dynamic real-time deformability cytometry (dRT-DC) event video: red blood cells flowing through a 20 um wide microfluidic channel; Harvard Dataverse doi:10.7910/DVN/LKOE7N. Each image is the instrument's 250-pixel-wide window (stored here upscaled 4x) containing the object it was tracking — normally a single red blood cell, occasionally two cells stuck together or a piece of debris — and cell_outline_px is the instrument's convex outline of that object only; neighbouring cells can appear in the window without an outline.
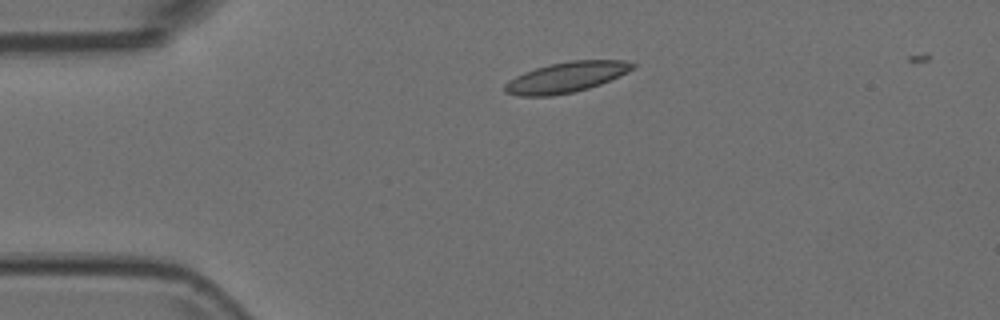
{"species": "Egyptian fruit bat (a non-hibernating species)", "species_latin": "Rousettus aegyptiacus", "temperature_condition": "room temperature", "stored_images_in_passage": 41, "camera_frame_rate_fps": 3000, "um_per_image_px": 0.085, "animal": {"sex": "female"}, "frame": {"image": 1, "passage_image": 2, "time_ms": 0.333, "image_size_px": [1000, 320], "cell_outline_px": [[636, 68], [620, 76], [600, 84], [588, 88], [572, 92], [552, 96], [520, 96], [504, 92], [504, 84], [508, 80], [524, 72], [548, 64], [572, 60], [624, 60], [636, 64]], "centroid_in_image_um": [48.14, 6.56], "position_along_channel_um": 36.9, "area_um2": 22.77}}
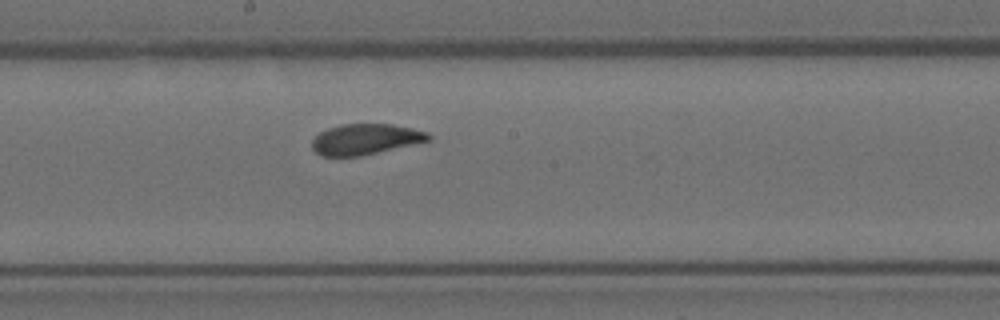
{"frame": {"image": 2, "passage_image": 19, "time_ms": 6.0, "image_size_px": [1000, 320], "cell_outline_px": [[432, 140], [360, 156], [324, 156], [316, 152], [312, 148], [312, 140], [320, 132], [328, 128], [340, 124], [392, 124], [412, 128], [428, 132], [432, 136]], "centroid_in_image_um": [31.08, 11.83], "position_along_channel_um": 217.1, "area_um2": 20.81}}
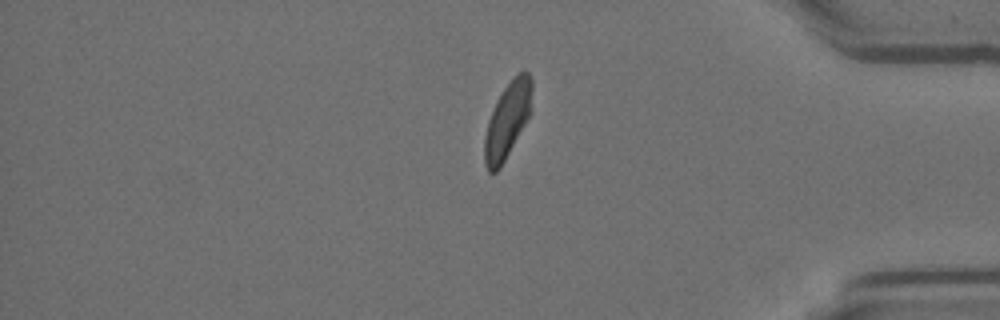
{"frame": {"image": 3, "passage_image": 35, "time_ms": 11.333, "image_size_px": [1000, 320], "cell_outline_px": [[532, 112], [500, 168], [496, 172], [488, 172], [484, 164], [484, 136], [488, 120], [496, 100], [512, 76], [520, 72], [528, 72], [532, 80]], "centroid_in_image_um": [43.14, 10.2], "position_along_channel_um": 392.1, "area_um2": 21.21}}